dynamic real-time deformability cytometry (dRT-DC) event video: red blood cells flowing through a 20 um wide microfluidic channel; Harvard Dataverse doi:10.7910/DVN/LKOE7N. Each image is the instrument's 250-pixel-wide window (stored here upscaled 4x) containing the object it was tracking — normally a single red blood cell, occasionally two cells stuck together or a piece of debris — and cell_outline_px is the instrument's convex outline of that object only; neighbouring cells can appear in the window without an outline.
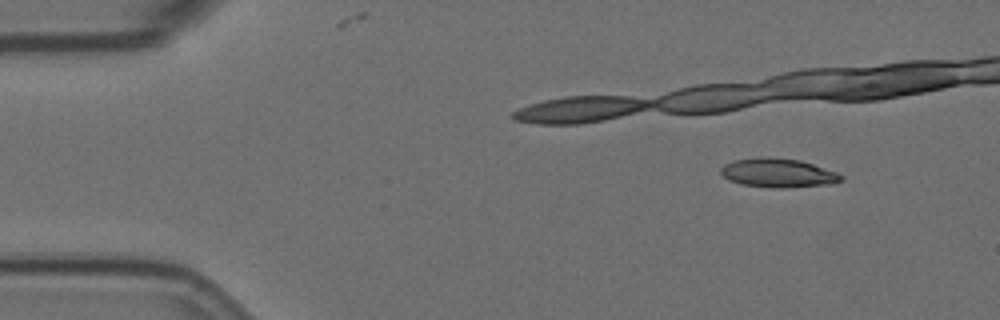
{"species": "Egyptian fruit bat (a non-hibernating species)", "species_latin": "Rousettus aegyptiacus", "temperature_condition": "room temperature", "stored_images_in_passage": 6, "camera_frame_rate_fps": 3000, "um_per_image_px": 0.085, "animal": {"sex": "female"}, "frame": {"image": 1, "passage_image": 1, "time_ms": 0.0, "image_size_px": [1000, 320], "cell_outline_px": [[844, 180], [832, 184], [784, 188], [776, 188], [740, 184], [728, 180], [720, 172], [720, 168], [724, 164], [736, 160], [760, 156], [768, 156], [800, 160], [836, 172], [844, 176]], "centroid_in_image_um": [66.14, 14.69], "position_along_channel_um": 18.9, "area_um2": 20.46}}